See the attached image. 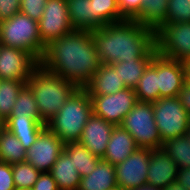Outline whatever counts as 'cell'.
Instances as JSON below:
<instances>
[{
	"mask_svg": "<svg viewBox=\"0 0 190 190\" xmlns=\"http://www.w3.org/2000/svg\"><path fill=\"white\" fill-rule=\"evenodd\" d=\"M40 64L78 88H85L101 65L91 31L87 30H73L52 41Z\"/></svg>",
	"mask_w": 190,
	"mask_h": 190,
	"instance_id": "1",
	"label": "cell"
},
{
	"mask_svg": "<svg viewBox=\"0 0 190 190\" xmlns=\"http://www.w3.org/2000/svg\"><path fill=\"white\" fill-rule=\"evenodd\" d=\"M26 149L4 126L0 129V162L15 164L26 160Z\"/></svg>",
	"mask_w": 190,
	"mask_h": 190,
	"instance_id": "27",
	"label": "cell"
},
{
	"mask_svg": "<svg viewBox=\"0 0 190 190\" xmlns=\"http://www.w3.org/2000/svg\"><path fill=\"white\" fill-rule=\"evenodd\" d=\"M134 90L138 101L141 102L153 103L160 98L157 82V54L145 69Z\"/></svg>",
	"mask_w": 190,
	"mask_h": 190,
	"instance_id": "24",
	"label": "cell"
},
{
	"mask_svg": "<svg viewBox=\"0 0 190 190\" xmlns=\"http://www.w3.org/2000/svg\"><path fill=\"white\" fill-rule=\"evenodd\" d=\"M161 149L174 161L178 170L190 167V140L186 136L163 141Z\"/></svg>",
	"mask_w": 190,
	"mask_h": 190,
	"instance_id": "29",
	"label": "cell"
},
{
	"mask_svg": "<svg viewBox=\"0 0 190 190\" xmlns=\"http://www.w3.org/2000/svg\"><path fill=\"white\" fill-rule=\"evenodd\" d=\"M163 190H187V189L183 185L175 181V182H172L169 186H167Z\"/></svg>",
	"mask_w": 190,
	"mask_h": 190,
	"instance_id": "42",
	"label": "cell"
},
{
	"mask_svg": "<svg viewBox=\"0 0 190 190\" xmlns=\"http://www.w3.org/2000/svg\"><path fill=\"white\" fill-rule=\"evenodd\" d=\"M91 35L101 64L138 60L156 44L155 31L134 20L104 25Z\"/></svg>",
	"mask_w": 190,
	"mask_h": 190,
	"instance_id": "2",
	"label": "cell"
},
{
	"mask_svg": "<svg viewBox=\"0 0 190 190\" xmlns=\"http://www.w3.org/2000/svg\"><path fill=\"white\" fill-rule=\"evenodd\" d=\"M26 83L0 79V120L4 123L10 116L19 91Z\"/></svg>",
	"mask_w": 190,
	"mask_h": 190,
	"instance_id": "31",
	"label": "cell"
},
{
	"mask_svg": "<svg viewBox=\"0 0 190 190\" xmlns=\"http://www.w3.org/2000/svg\"><path fill=\"white\" fill-rule=\"evenodd\" d=\"M178 98L180 102L185 107V110L190 113V83H186L183 85L182 90L180 91Z\"/></svg>",
	"mask_w": 190,
	"mask_h": 190,
	"instance_id": "39",
	"label": "cell"
},
{
	"mask_svg": "<svg viewBox=\"0 0 190 190\" xmlns=\"http://www.w3.org/2000/svg\"><path fill=\"white\" fill-rule=\"evenodd\" d=\"M92 113L90 95L78 88L46 126L65 144L78 142Z\"/></svg>",
	"mask_w": 190,
	"mask_h": 190,
	"instance_id": "4",
	"label": "cell"
},
{
	"mask_svg": "<svg viewBox=\"0 0 190 190\" xmlns=\"http://www.w3.org/2000/svg\"><path fill=\"white\" fill-rule=\"evenodd\" d=\"M0 44L27 51L39 61L46 49L39 36L38 22L21 12L0 21Z\"/></svg>",
	"mask_w": 190,
	"mask_h": 190,
	"instance_id": "5",
	"label": "cell"
},
{
	"mask_svg": "<svg viewBox=\"0 0 190 190\" xmlns=\"http://www.w3.org/2000/svg\"><path fill=\"white\" fill-rule=\"evenodd\" d=\"M21 0H0V21L10 19L20 12Z\"/></svg>",
	"mask_w": 190,
	"mask_h": 190,
	"instance_id": "37",
	"label": "cell"
},
{
	"mask_svg": "<svg viewBox=\"0 0 190 190\" xmlns=\"http://www.w3.org/2000/svg\"><path fill=\"white\" fill-rule=\"evenodd\" d=\"M15 190H32V188H21V189H15Z\"/></svg>",
	"mask_w": 190,
	"mask_h": 190,
	"instance_id": "46",
	"label": "cell"
},
{
	"mask_svg": "<svg viewBox=\"0 0 190 190\" xmlns=\"http://www.w3.org/2000/svg\"><path fill=\"white\" fill-rule=\"evenodd\" d=\"M120 126L132 135L139 148L161 149L163 142L155 123L152 103L138 101Z\"/></svg>",
	"mask_w": 190,
	"mask_h": 190,
	"instance_id": "6",
	"label": "cell"
},
{
	"mask_svg": "<svg viewBox=\"0 0 190 190\" xmlns=\"http://www.w3.org/2000/svg\"><path fill=\"white\" fill-rule=\"evenodd\" d=\"M185 136L190 140V129H188L187 133L185 134Z\"/></svg>",
	"mask_w": 190,
	"mask_h": 190,
	"instance_id": "45",
	"label": "cell"
},
{
	"mask_svg": "<svg viewBox=\"0 0 190 190\" xmlns=\"http://www.w3.org/2000/svg\"><path fill=\"white\" fill-rule=\"evenodd\" d=\"M177 174V166L162 149L151 150L147 184L163 190L176 181Z\"/></svg>",
	"mask_w": 190,
	"mask_h": 190,
	"instance_id": "16",
	"label": "cell"
},
{
	"mask_svg": "<svg viewBox=\"0 0 190 190\" xmlns=\"http://www.w3.org/2000/svg\"><path fill=\"white\" fill-rule=\"evenodd\" d=\"M157 82L160 98L177 97L186 82L183 63L157 53Z\"/></svg>",
	"mask_w": 190,
	"mask_h": 190,
	"instance_id": "14",
	"label": "cell"
},
{
	"mask_svg": "<svg viewBox=\"0 0 190 190\" xmlns=\"http://www.w3.org/2000/svg\"><path fill=\"white\" fill-rule=\"evenodd\" d=\"M3 127V122L0 120V129Z\"/></svg>",
	"mask_w": 190,
	"mask_h": 190,
	"instance_id": "47",
	"label": "cell"
},
{
	"mask_svg": "<svg viewBox=\"0 0 190 190\" xmlns=\"http://www.w3.org/2000/svg\"><path fill=\"white\" fill-rule=\"evenodd\" d=\"M64 146L65 143L46 126L26 150L25 161L41 173L50 172L58 156L64 151Z\"/></svg>",
	"mask_w": 190,
	"mask_h": 190,
	"instance_id": "12",
	"label": "cell"
},
{
	"mask_svg": "<svg viewBox=\"0 0 190 190\" xmlns=\"http://www.w3.org/2000/svg\"><path fill=\"white\" fill-rule=\"evenodd\" d=\"M9 118H33L45 124L41 120L34 94L27 84L19 91Z\"/></svg>",
	"mask_w": 190,
	"mask_h": 190,
	"instance_id": "28",
	"label": "cell"
},
{
	"mask_svg": "<svg viewBox=\"0 0 190 190\" xmlns=\"http://www.w3.org/2000/svg\"><path fill=\"white\" fill-rule=\"evenodd\" d=\"M94 30L111 23L124 21L117 0H92Z\"/></svg>",
	"mask_w": 190,
	"mask_h": 190,
	"instance_id": "30",
	"label": "cell"
},
{
	"mask_svg": "<svg viewBox=\"0 0 190 190\" xmlns=\"http://www.w3.org/2000/svg\"><path fill=\"white\" fill-rule=\"evenodd\" d=\"M57 183L59 190H78L81 177L77 173L72 158L63 151L49 172Z\"/></svg>",
	"mask_w": 190,
	"mask_h": 190,
	"instance_id": "20",
	"label": "cell"
},
{
	"mask_svg": "<svg viewBox=\"0 0 190 190\" xmlns=\"http://www.w3.org/2000/svg\"><path fill=\"white\" fill-rule=\"evenodd\" d=\"M93 114L118 126L138 102L135 90L124 88L114 94L90 95Z\"/></svg>",
	"mask_w": 190,
	"mask_h": 190,
	"instance_id": "9",
	"label": "cell"
},
{
	"mask_svg": "<svg viewBox=\"0 0 190 190\" xmlns=\"http://www.w3.org/2000/svg\"><path fill=\"white\" fill-rule=\"evenodd\" d=\"M157 54L156 44L138 60L127 62H115L111 64L119 74L121 80L124 82L126 88L135 89L139 79L147 66L151 63L153 57Z\"/></svg>",
	"mask_w": 190,
	"mask_h": 190,
	"instance_id": "19",
	"label": "cell"
},
{
	"mask_svg": "<svg viewBox=\"0 0 190 190\" xmlns=\"http://www.w3.org/2000/svg\"><path fill=\"white\" fill-rule=\"evenodd\" d=\"M176 181L190 190V167L178 170Z\"/></svg>",
	"mask_w": 190,
	"mask_h": 190,
	"instance_id": "40",
	"label": "cell"
},
{
	"mask_svg": "<svg viewBox=\"0 0 190 190\" xmlns=\"http://www.w3.org/2000/svg\"><path fill=\"white\" fill-rule=\"evenodd\" d=\"M67 5L74 30H94L92 0H67Z\"/></svg>",
	"mask_w": 190,
	"mask_h": 190,
	"instance_id": "25",
	"label": "cell"
},
{
	"mask_svg": "<svg viewBox=\"0 0 190 190\" xmlns=\"http://www.w3.org/2000/svg\"><path fill=\"white\" fill-rule=\"evenodd\" d=\"M150 159L151 149L138 147L128 158L115 166L117 185L123 190H131L147 184Z\"/></svg>",
	"mask_w": 190,
	"mask_h": 190,
	"instance_id": "13",
	"label": "cell"
},
{
	"mask_svg": "<svg viewBox=\"0 0 190 190\" xmlns=\"http://www.w3.org/2000/svg\"><path fill=\"white\" fill-rule=\"evenodd\" d=\"M3 126L21 142L26 150L36 141L46 124L33 118H8Z\"/></svg>",
	"mask_w": 190,
	"mask_h": 190,
	"instance_id": "22",
	"label": "cell"
},
{
	"mask_svg": "<svg viewBox=\"0 0 190 190\" xmlns=\"http://www.w3.org/2000/svg\"><path fill=\"white\" fill-rule=\"evenodd\" d=\"M64 151L72 158V162L81 178L92 173L100 160V158L94 156L90 150L79 142L66 143Z\"/></svg>",
	"mask_w": 190,
	"mask_h": 190,
	"instance_id": "26",
	"label": "cell"
},
{
	"mask_svg": "<svg viewBox=\"0 0 190 190\" xmlns=\"http://www.w3.org/2000/svg\"><path fill=\"white\" fill-rule=\"evenodd\" d=\"M32 190H59L56 181L49 172H43L32 187Z\"/></svg>",
	"mask_w": 190,
	"mask_h": 190,
	"instance_id": "38",
	"label": "cell"
},
{
	"mask_svg": "<svg viewBox=\"0 0 190 190\" xmlns=\"http://www.w3.org/2000/svg\"><path fill=\"white\" fill-rule=\"evenodd\" d=\"M182 63L184 66L185 81H186V83H190V59L185 60Z\"/></svg>",
	"mask_w": 190,
	"mask_h": 190,
	"instance_id": "41",
	"label": "cell"
},
{
	"mask_svg": "<svg viewBox=\"0 0 190 190\" xmlns=\"http://www.w3.org/2000/svg\"><path fill=\"white\" fill-rule=\"evenodd\" d=\"M143 0H117L120 14L125 20H133L142 8Z\"/></svg>",
	"mask_w": 190,
	"mask_h": 190,
	"instance_id": "35",
	"label": "cell"
},
{
	"mask_svg": "<svg viewBox=\"0 0 190 190\" xmlns=\"http://www.w3.org/2000/svg\"><path fill=\"white\" fill-rule=\"evenodd\" d=\"M116 185L115 166L100 159L92 173L81 178L78 190H108Z\"/></svg>",
	"mask_w": 190,
	"mask_h": 190,
	"instance_id": "21",
	"label": "cell"
},
{
	"mask_svg": "<svg viewBox=\"0 0 190 190\" xmlns=\"http://www.w3.org/2000/svg\"><path fill=\"white\" fill-rule=\"evenodd\" d=\"M114 127V124L92 113L78 142L90 150L94 156L103 159Z\"/></svg>",
	"mask_w": 190,
	"mask_h": 190,
	"instance_id": "15",
	"label": "cell"
},
{
	"mask_svg": "<svg viewBox=\"0 0 190 190\" xmlns=\"http://www.w3.org/2000/svg\"><path fill=\"white\" fill-rule=\"evenodd\" d=\"M152 105L155 123L162 142L185 136L189 129V113L178 96L159 98Z\"/></svg>",
	"mask_w": 190,
	"mask_h": 190,
	"instance_id": "7",
	"label": "cell"
},
{
	"mask_svg": "<svg viewBox=\"0 0 190 190\" xmlns=\"http://www.w3.org/2000/svg\"><path fill=\"white\" fill-rule=\"evenodd\" d=\"M137 148L132 135L120 125L115 126L111 132L103 160L116 166L128 158Z\"/></svg>",
	"mask_w": 190,
	"mask_h": 190,
	"instance_id": "17",
	"label": "cell"
},
{
	"mask_svg": "<svg viewBox=\"0 0 190 190\" xmlns=\"http://www.w3.org/2000/svg\"><path fill=\"white\" fill-rule=\"evenodd\" d=\"M73 30L67 0H48L42 17L38 21V31L42 44L46 47L52 41Z\"/></svg>",
	"mask_w": 190,
	"mask_h": 190,
	"instance_id": "10",
	"label": "cell"
},
{
	"mask_svg": "<svg viewBox=\"0 0 190 190\" xmlns=\"http://www.w3.org/2000/svg\"><path fill=\"white\" fill-rule=\"evenodd\" d=\"M124 88L126 86L117 70L111 64H101L84 89L89 95H109Z\"/></svg>",
	"mask_w": 190,
	"mask_h": 190,
	"instance_id": "18",
	"label": "cell"
},
{
	"mask_svg": "<svg viewBox=\"0 0 190 190\" xmlns=\"http://www.w3.org/2000/svg\"><path fill=\"white\" fill-rule=\"evenodd\" d=\"M169 0H143L139 14L133 19L155 32L165 24Z\"/></svg>",
	"mask_w": 190,
	"mask_h": 190,
	"instance_id": "23",
	"label": "cell"
},
{
	"mask_svg": "<svg viewBox=\"0 0 190 190\" xmlns=\"http://www.w3.org/2000/svg\"><path fill=\"white\" fill-rule=\"evenodd\" d=\"M40 61L31 53L0 44V79L28 81Z\"/></svg>",
	"mask_w": 190,
	"mask_h": 190,
	"instance_id": "11",
	"label": "cell"
},
{
	"mask_svg": "<svg viewBox=\"0 0 190 190\" xmlns=\"http://www.w3.org/2000/svg\"><path fill=\"white\" fill-rule=\"evenodd\" d=\"M157 53L183 62L190 59V21L165 23L155 32Z\"/></svg>",
	"mask_w": 190,
	"mask_h": 190,
	"instance_id": "8",
	"label": "cell"
},
{
	"mask_svg": "<svg viewBox=\"0 0 190 190\" xmlns=\"http://www.w3.org/2000/svg\"><path fill=\"white\" fill-rule=\"evenodd\" d=\"M12 165L0 162V190H15Z\"/></svg>",
	"mask_w": 190,
	"mask_h": 190,
	"instance_id": "36",
	"label": "cell"
},
{
	"mask_svg": "<svg viewBox=\"0 0 190 190\" xmlns=\"http://www.w3.org/2000/svg\"><path fill=\"white\" fill-rule=\"evenodd\" d=\"M108 190H123L118 185L114 186L113 188H110Z\"/></svg>",
	"mask_w": 190,
	"mask_h": 190,
	"instance_id": "44",
	"label": "cell"
},
{
	"mask_svg": "<svg viewBox=\"0 0 190 190\" xmlns=\"http://www.w3.org/2000/svg\"><path fill=\"white\" fill-rule=\"evenodd\" d=\"M12 173L16 189L32 188L41 174L40 171L26 161L12 164Z\"/></svg>",
	"mask_w": 190,
	"mask_h": 190,
	"instance_id": "32",
	"label": "cell"
},
{
	"mask_svg": "<svg viewBox=\"0 0 190 190\" xmlns=\"http://www.w3.org/2000/svg\"><path fill=\"white\" fill-rule=\"evenodd\" d=\"M189 129H190V113H189Z\"/></svg>",
	"mask_w": 190,
	"mask_h": 190,
	"instance_id": "48",
	"label": "cell"
},
{
	"mask_svg": "<svg viewBox=\"0 0 190 190\" xmlns=\"http://www.w3.org/2000/svg\"><path fill=\"white\" fill-rule=\"evenodd\" d=\"M190 21V4L188 0H169L165 23Z\"/></svg>",
	"mask_w": 190,
	"mask_h": 190,
	"instance_id": "33",
	"label": "cell"
},
{
	"mask_svg": "<svg viewBox=\"0 0 190 190\" xmlns=\"http://www.w3.org/2000/svg\"><path fill=\"white\" fill-rule=\"evenodd\" d=\"M26 84L34 94L41 120L45 124L78 89L75 84L47 71L41 64L33 71Z\"/></svg>",
	"mask_w": 190,
	"mask_h": 190,
	"instance_id": "3",
	"label": "cell"
},
{
	"mask_svg": "<svg viewBox=\"0 0 190 190\" xmlns=\"http://www.w3.org/2000/svg\"><path fill=\"white\" fill-rule=\"evenodd\" d=\"M48 0H21L20 12L38 22Z\"/></svg>",
	"mask_w": 190,
	"mask_h": 190,
	"instance_id": "34",
	"label": "cell"
},
{
	"mask_svg": "<svg viewBox=\"0 0 190 190\" xmlns=\"http://www.w3.org/2000/svg\"><path fill=\"white\" fill-rule=\"evenodd\" d=\"M131 190H162V189L154 187V186L149 185V184H144V185H141V186L134 188V189H131Z\"/></svg>",
	"mask_w": 190,
	"mask_h": 190,
	"instance_id": "43",
	"label": "cell"
}]
</instances>
